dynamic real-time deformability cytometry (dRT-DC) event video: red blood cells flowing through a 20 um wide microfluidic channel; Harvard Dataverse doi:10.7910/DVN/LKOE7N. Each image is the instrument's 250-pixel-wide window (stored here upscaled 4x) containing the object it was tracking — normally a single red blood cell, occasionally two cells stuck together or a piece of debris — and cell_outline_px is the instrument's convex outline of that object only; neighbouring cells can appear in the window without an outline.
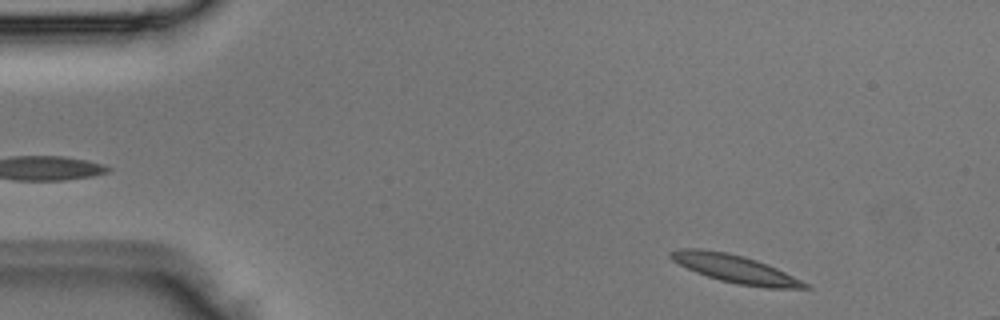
{"species": "Egyptian fruit bat (a non-hibernating species)", "species_latin": "Rousettus aegyptiacus", "temperature_condition": "room temperature", "stored_images_in_passage": 2, "segment_of_instrument_passage": [2, 2], "camera_frame_rate_fps": 3000, "um_per_image_px": 0.085, "animal": {"sex": "male"}, "frame": {"image": 1, "passage_image": 2, "time_ms": 0.333, "image_size_px": [1000, 320], "cell_outline_px": [[812, 288], [764, 288], [736, 284], [720, 280], [696, 272], [672, 260], [668, 256], [668, 252], [680, 248], [700, 248], [728, 252], [744, 256], [768, 264], [812, 284]], "centroid_in_image_um": [62.53, 22.85], "position_along_channel_um": 22.5, "area_um2": 22.14}}